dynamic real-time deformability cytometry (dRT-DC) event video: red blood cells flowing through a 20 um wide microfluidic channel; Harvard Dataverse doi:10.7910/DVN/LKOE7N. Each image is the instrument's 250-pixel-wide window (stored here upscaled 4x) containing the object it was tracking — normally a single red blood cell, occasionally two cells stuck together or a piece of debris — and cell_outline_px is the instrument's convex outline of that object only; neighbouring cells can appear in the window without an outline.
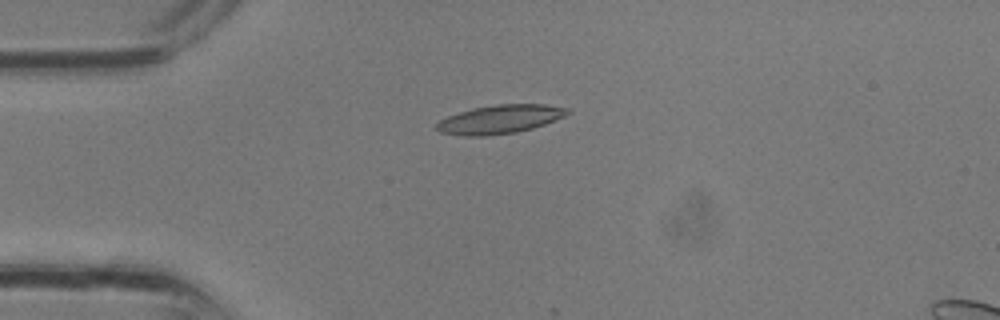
{"species": "common noctule bat (a hibernating species)", "species_latin": "Nyctalus noctula", "temperature_condition": "room temperature", "stored_images_in_passage": 2, "camera_frame_rate_fps": 3000, "um_per_image_px": 0.085, "animal": {"sex": "male", "body_mass_g": 13.3}, "frame": {"image": 1, "passage_image": 2, "time_ms": 0.333, "image_size_px": [1000, 320], "cell_outline_px": [[572, 112], [564, 116], [544, 124], [532, 128], [516, 132], [484, 136], [464, 136], [440, 132], [436, 128], [436, 124], [440, 120], [448, 116], [472, 108], [496, 104], [544, 104], [568, 108]], "centroid_in_image_um": [42.49, 10.13], "position_along_channel_um": 42.5, "area_um2": 21.73}}